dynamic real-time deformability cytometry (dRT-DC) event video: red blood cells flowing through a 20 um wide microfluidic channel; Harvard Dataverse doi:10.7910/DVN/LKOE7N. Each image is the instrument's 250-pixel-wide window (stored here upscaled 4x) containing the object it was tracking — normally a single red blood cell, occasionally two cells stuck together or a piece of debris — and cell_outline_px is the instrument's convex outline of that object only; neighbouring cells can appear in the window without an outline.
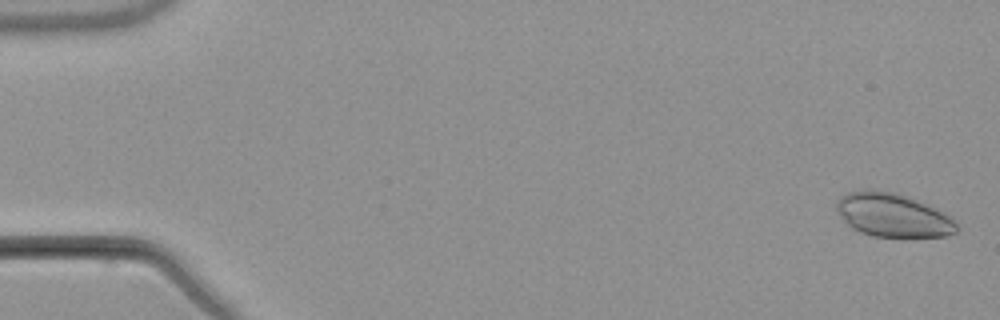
{"species": "common noctule bat (a hibernating species)", "species_latin": "Nyctalus noctula", "temperature_condition": "warm", "stored_images_in_passage": 6, "camera_frame_rate_fps": 3000, "um_per_image_px": 0.085, "animal": {"sex": "male", "body_mass_g": 21.5, "forearm_length_mm": 52.0}, "frame": {"image": 1, "passage_image": 1, "time_ms": 0.0, "image_size_px": [1000, 320], "cell_outline_px": [[960, 228], [956, 232], [948, 236], [872, 236], [860, 232], [852, 228], [844, 220], [836, 208], [836, 200], [840, 196], [848, 192], [864, 188], [872, 188], [892, 192], [916, 200], [936, 208], [952, 216]], "centroid_in_image_um": [75.89, 18.27], "position_along_channel_um": 9.1, "area_um2": 30.63}}
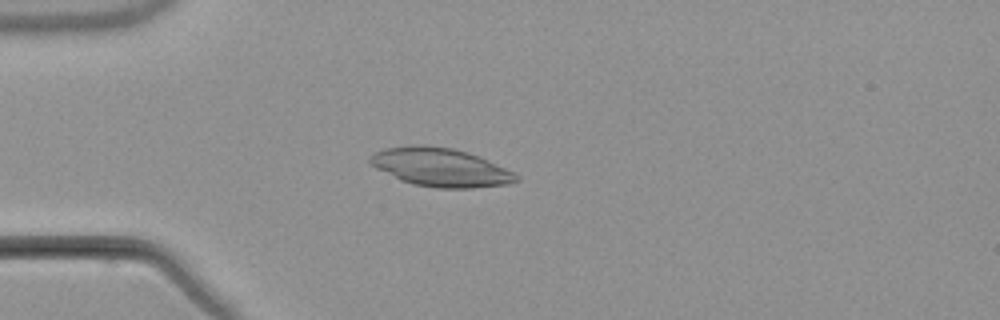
{"frame": {"image": 2, "passage_image": 5, "time_ms": 4.667, "image_size_px": [1000, 320], "cell_outline_px": [[520, 180], [508, 184], [472, 188], [436, 188], [412, 184], [400, 180], [376, 168], [368, 160], [368, 156], [372, 152], [384, 148], [408, 144], [424, 144], [452, 148], [468, 152], [488, 160], [520, 176]], "centroid_in_image_um": [37.39, 14.21], "position_along_channel_um": 47.6, "area_um2": 33.06}}